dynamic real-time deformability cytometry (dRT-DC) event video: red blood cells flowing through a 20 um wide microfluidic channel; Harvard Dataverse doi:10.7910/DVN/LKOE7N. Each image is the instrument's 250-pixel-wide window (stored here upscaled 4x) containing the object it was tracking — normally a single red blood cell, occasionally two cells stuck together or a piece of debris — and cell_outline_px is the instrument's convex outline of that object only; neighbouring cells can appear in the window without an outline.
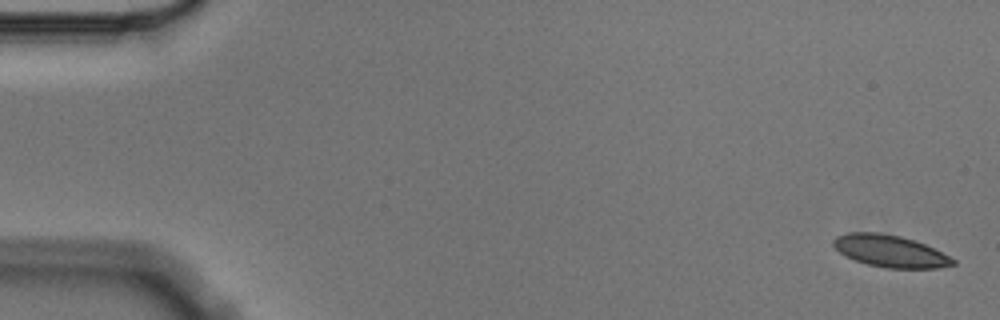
{"species": "Egyptian fruit bat (a non-hibernating species)", "species_latin": "Rousettus aegyptiacus", "temperature_condition": "cold", "stored_images_in_passage": 2, "camera_frame_rate_fps": 3000, "um_per_image_px": 0.085, "animal": {"sex": "male"}, "frame": {"image": 1, "passage_image": 1, "time_ms": 0.0, "image_size_px": [1000, 320], "cell_outline_px": [[956, 264], [936, 268], [884, 268], [868, 264], [844, 256], [832, 244], [832, 240], [836, 236], [848, 232], [880, 232], [900, 236], [924, 244], [956, 260]], "centroid_in_image_um": [75.62, 21.34], "position_along_channel_um": 9.4, "area_um2": 22.14}}